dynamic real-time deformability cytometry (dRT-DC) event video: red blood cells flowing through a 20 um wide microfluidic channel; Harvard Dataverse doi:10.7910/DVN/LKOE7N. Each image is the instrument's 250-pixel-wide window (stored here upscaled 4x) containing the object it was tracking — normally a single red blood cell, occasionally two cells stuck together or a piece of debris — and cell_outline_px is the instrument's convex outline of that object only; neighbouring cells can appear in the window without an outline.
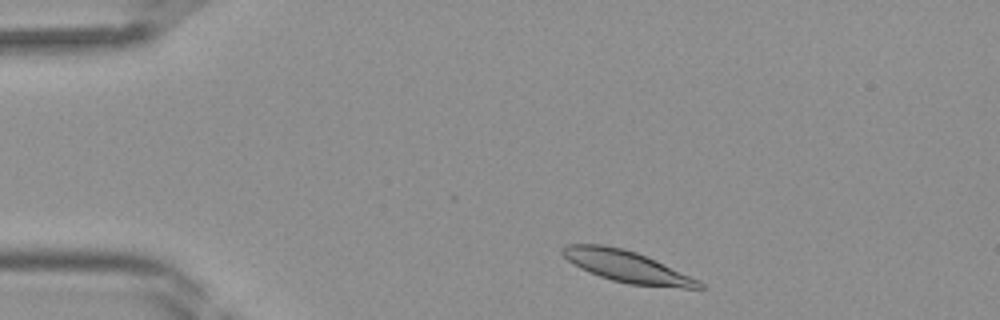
{"species": "Egyptian fruit bat (a non-hibernating species)", "species_latin": "Rousettus aegyptiacus", "temperature_condition": "room temperature", "stored_images_in_passage": 36, "camera_frame_rate_fps": 3000, "um_per_image_px": 0.085, "frame": {"image": 1, "passage_image": 2, "time_ms": 0.333, "image_size_px": [1000, 320], "cell_outline_px": [[708, 288], [684, 288], [628, 284], [612, 280], [588, 272], [580, 268], [568, 260], [560, 252], [560, 248], [564, 244], [604, 244], [636, 252], [700, 280]], "centroid_in_image_um": [53.27, 22.65], "position_along_channel_um": 31.7, "area_um2": 25.03}}
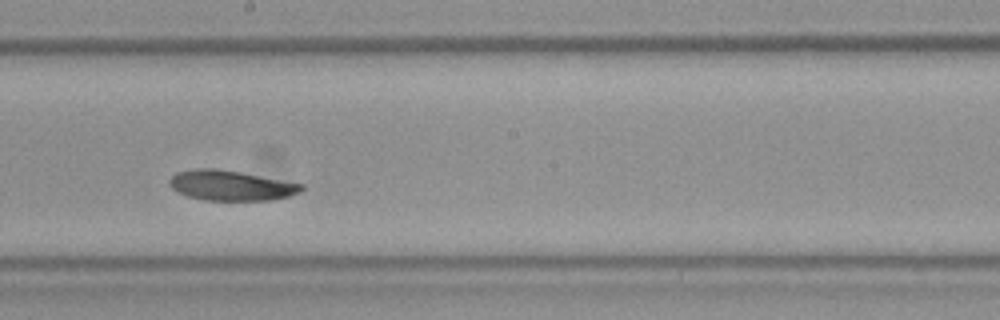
{"frame": {"image": 2, "passage_image": 18, "time_ms": 5.667, "image_size_px": [1000, 320], "cell_outline_px": [[304, 188], [300, 192], [288, 196], [272, 200], [204, 200], [188, 196], [172, 188], [168, 184], [168, 180], [176, 172], [196, 168], [216, 168], [240, 172], [304, 184]], "centroid_in_image_um": [19.62, 15.76], "position_along_channel_um": 228.6, "area_um2": 23.12}}
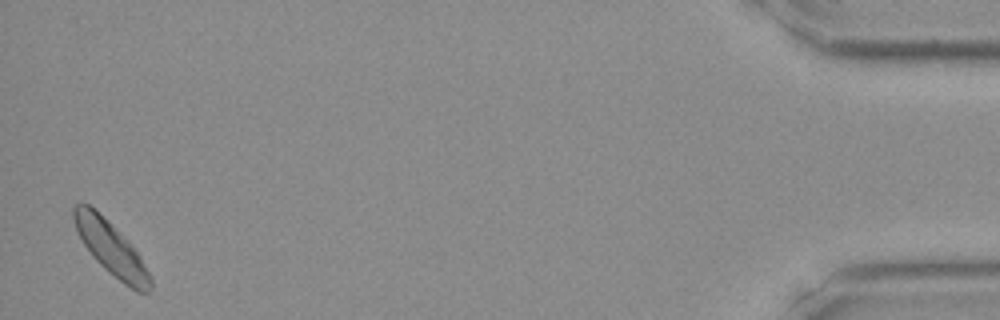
{"frame": {"image": 3, "passage_image": 36, "time_ms": 11.667, "image_size_px": [1000, 320], "cell_outline_px": [[152, 288], [148, 292], [136, 292], [124, 284], [104, 268], [92, 256], [84, 244], [76, 228], [72, 216], [72, 208], [76, 204], [88, 204], [140, 256], [152, 280]], "centroid_in_image_um": [9.43, 21.19], "position_along_channel_um": 425.8, "area_um2": 22.48}}